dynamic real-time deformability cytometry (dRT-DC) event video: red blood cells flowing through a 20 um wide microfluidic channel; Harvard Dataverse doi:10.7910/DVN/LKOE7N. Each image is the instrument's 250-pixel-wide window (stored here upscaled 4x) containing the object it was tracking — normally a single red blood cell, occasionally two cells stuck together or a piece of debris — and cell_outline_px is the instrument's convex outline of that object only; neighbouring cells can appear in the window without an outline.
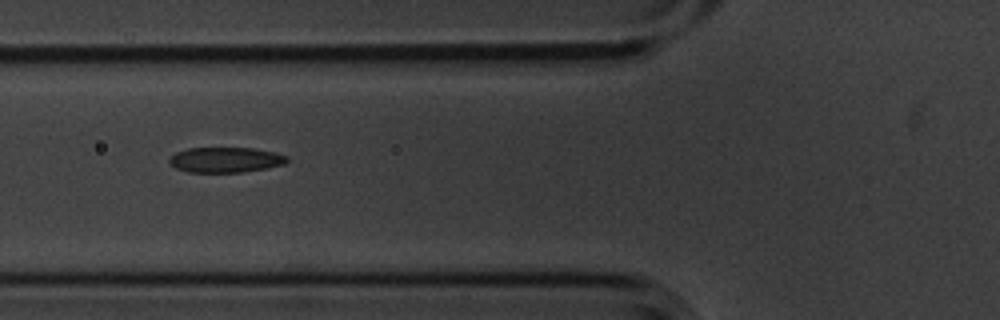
{"species": "common noctule bat (a hibernating species)", "species_latin": "Nyctalus noctula", "temperature_condition": "cold", "stored_images_in_passage": 15, "camera_frame_rate_fps": 3000, "um_per_image_px": 0.085, "animal": {"sex": "male", "body_mass_g": 20.1, "forearm_length_mm": 53.5}, "frame": {"image": 1, "passage_image": 6, "time_ms": 1.667, "image_size_px": [1000, 320], "cell_outline_px": [[288, 160], [284, 164], [268, 168], [244, 172], [188, 172], [176, 168], [168, 164], [168, 160], [176, 152], [188, 148], [252, 148], [272, 152], [288, 156]], "centroid_in_image_um": [19.15, 13.59], "position_along_channel_um": 106.6, "area_um2": 17.34}}
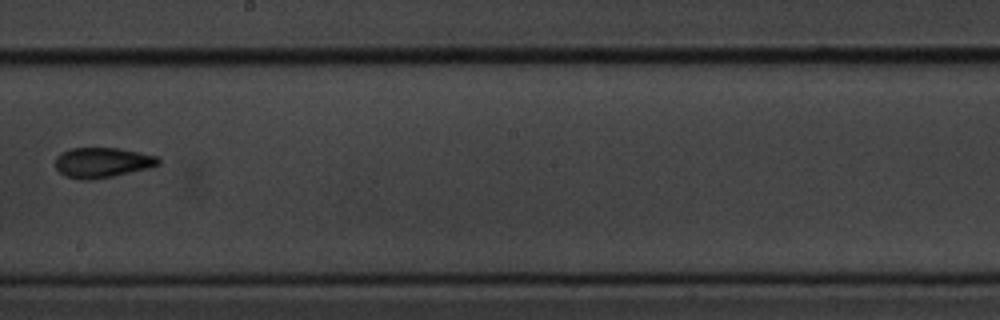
{"frame": {"image": 2, "passage_image": 9, "time_ms": 2.667, "image_size_px": [1000, 320], "cell_outline_px": [[160, 164], [152, 168], [112, 176], [88, 180], [80, 180], [64, 176], [56, 168], [56, 156], [60, 152], [72, 148], [120, 148], [156, 156], [160, 160]], "centroid_in_image_um": [8.69, 13.82], "position_along_channel_um": 239.5, "area_um2": 18.21}}
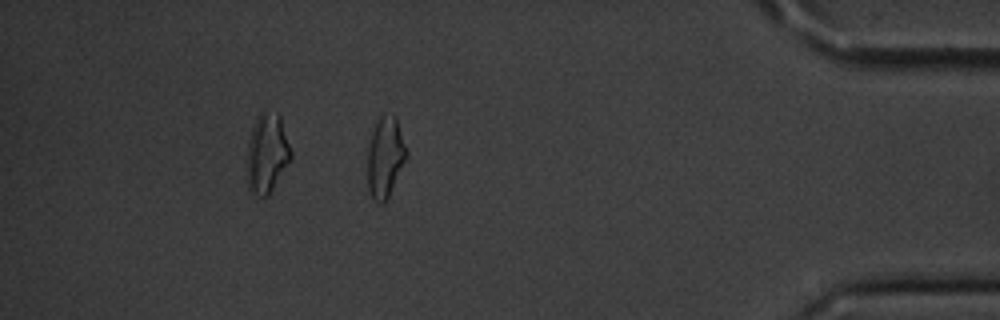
{"frame": {"image": 3, "passage_image": 14, "time_ms": 4.333, "image_size_px": [1000, 320], "cell_outline_px": [[408, 156], [384, 204], [380, 204], [372, 200], [368, 188], [364, 148], [376, 116], [384, 112], [392, 112], [396, 116], [408, 152]], "centroid_in_image_um": [32.67, 13.26], "position_along_channel_um": 402.5, "area_um2": 19.83}}